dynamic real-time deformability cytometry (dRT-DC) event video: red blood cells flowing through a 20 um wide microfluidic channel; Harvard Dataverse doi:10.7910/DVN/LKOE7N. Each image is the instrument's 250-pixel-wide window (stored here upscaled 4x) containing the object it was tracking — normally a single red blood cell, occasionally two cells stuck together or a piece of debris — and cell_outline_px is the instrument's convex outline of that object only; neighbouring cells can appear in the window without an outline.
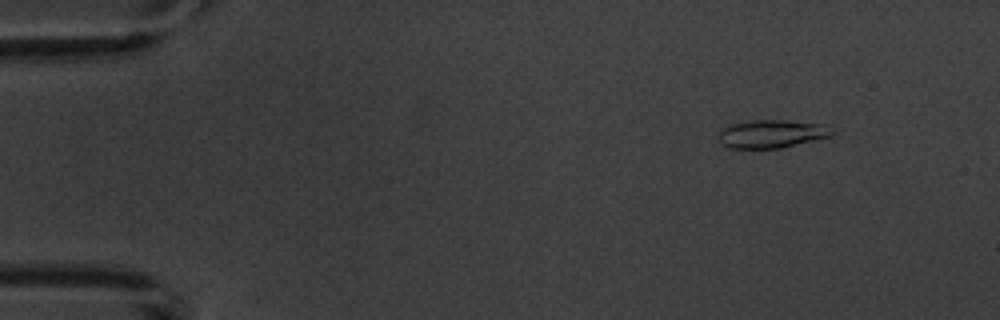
{"species": "common noctule bat (a hibernating species)", "species_latin": "Nyctalus noctula", "temperature_condition": "warm", "stored_images_in_passage": 5, "camera_frame_rate_fps": 3000, "um_per_image_px": 0.085, "animal": {"sex": "male", "body_mass_g": 20.1, "forearm_length_mm": 53.5}, "frame": {"image": 1, "passage_image": 1, "time_ms": 0.0, "image_size_px": [1000, 320], "cell_outline_px": [[836, 132], [832, 136], [780, 148], [732, 148], [720, 144], [720, 128], [732, 124], [752, 120], [784, 120], [820, 124]], "centroid_in_image_um": [65.57, 11.38], "position_along_channel_um": 19.4, "area_um2": 18.38}}